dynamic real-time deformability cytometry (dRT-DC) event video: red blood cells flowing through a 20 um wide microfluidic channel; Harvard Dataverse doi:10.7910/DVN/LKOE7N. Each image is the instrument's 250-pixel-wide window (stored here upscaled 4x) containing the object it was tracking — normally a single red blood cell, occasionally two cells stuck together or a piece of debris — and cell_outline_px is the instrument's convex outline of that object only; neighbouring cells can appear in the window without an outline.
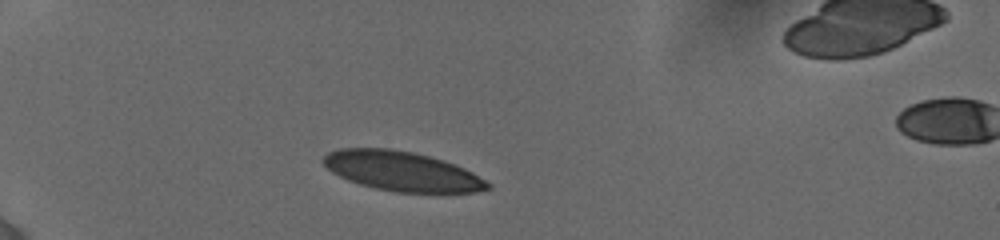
{"species": "human", "species_latin": "Homo sapiens", "temperature_condition": "cold", "stored_images_in_passage": 6, "camera_frame_rate_fps": 3000, "um_per_image_px": 0.085, "donor": {"sex": "female"}, "frame": {"image": 1, "passage_image": 1, "time_ms": 0.0, "image_size_px": [1000, 240], "cell_outline_px": [[492, 188], [476, 192], [396, 192], [376, 188], [360, 184], [348, 180], [332, 172], [320, 160], [328, 152], [340, 148], [388, 148], [412, 152], [444, 160], [456, 164], [472, 172], [492, 184]], "centroid_in_image_um": [34.17, 14.55], "position_along_channel_um": 50.8, "area_um2": 37.8}}
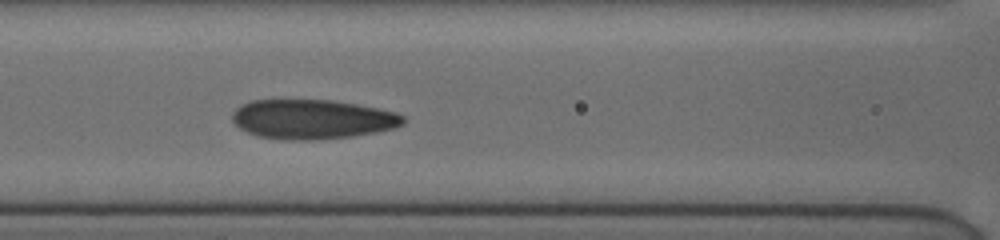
{"frame": {"image": 2, "passage_image": 5, "time_ms": 3.333, "image_size_px": [1000, 240], "cell_outline_px": [[404, 124], [392, 128], [376, 132], [352, 136], [312, 140], [280, 140], [256, 136], [240, 128], [232, 120], [232, 112], [240, 104], [252, 100], [332, 100], [356, 104], [396, 112], [404, 116]], "centroid_in_image_um": [26.51, 10.14], "position_along_channel_um": 140.1, "area_um2": 39.42}}
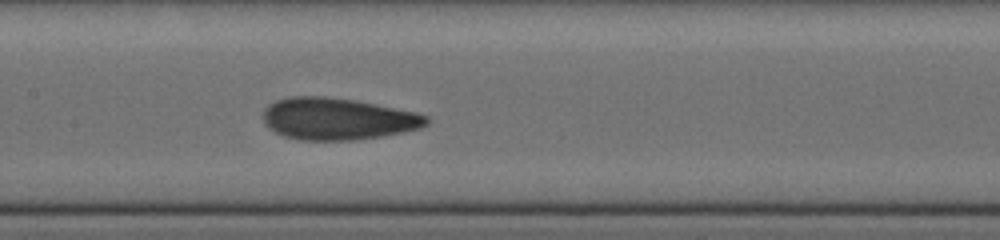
{"frame": {"image": 3, "passage_image": 6, "time_ms": 4.333, "image_size_px": [1000, 240], "cell_outline_px": [[428, 124], [420, 128], [404, 132], [356, 140], [300, 140], [284, 136], [268, 128], [264, 124], [264, 108], [268, 104], [276, 100], [292, 96], [324, 96], [352, 100], [416, 112], [428, 116]], "centroid_in_image_um": [28.67, 10.1], "position_along_channel_um": 178.7, "area_um2": 39.77}}